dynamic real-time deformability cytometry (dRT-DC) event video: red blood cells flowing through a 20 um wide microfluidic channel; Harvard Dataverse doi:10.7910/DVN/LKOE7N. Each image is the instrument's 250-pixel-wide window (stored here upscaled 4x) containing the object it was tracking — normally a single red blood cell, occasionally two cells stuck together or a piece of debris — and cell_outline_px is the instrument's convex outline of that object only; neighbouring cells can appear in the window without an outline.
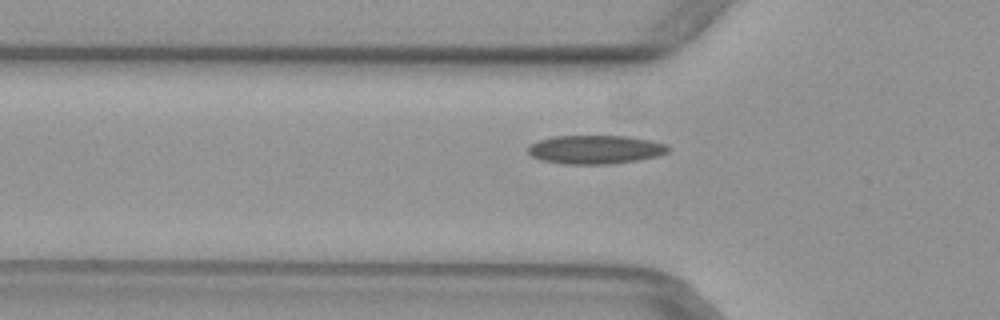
{"species": "common noctule bat (a hibernating species)", "species_latin": "Nyctalus noctula", "temperature_condition": "warm", "stored_images_in_passage": 51, "camera_frame_rate_fps": 3000, "um_per_image_px": 0.085, "animal": {"sex": "female", "body_mass_g": 29.2, "forearm_length_mm": 56.3}, "frame": {"image": 1, "passage_image": 17, "time_ms": 5.333, "image_size_px": [1000, 320], "cell_outline_px": [[672, 148], [668, 152], [656, 156], [636, 160], [608, 164], [564, 164], [540, 160], [532, 156], [528, 152], [528, 148], [532, 144], [540, 140], [552, 136], [628, 136], [668, 144]], "centroid_in_image_um": [50.62, 12.71], "position_along_channel_um": 75.2, "area_um2": 23.35}}
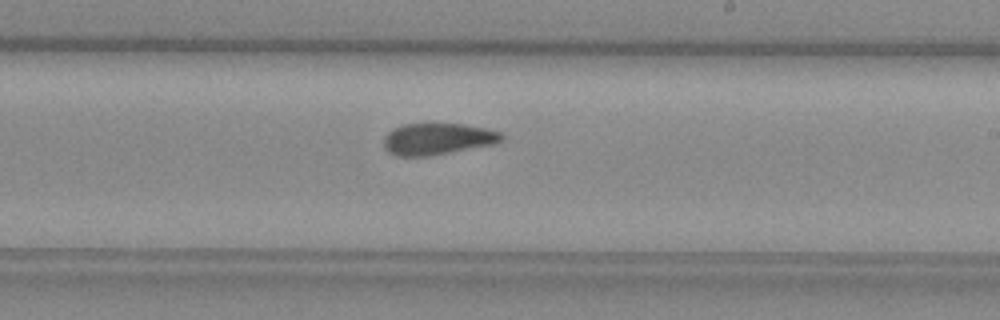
{"frame": {"image": 2, "passage_image": 30, "time_ms": 9.667, "image_size_px": [1000, 320], "cell_outline_px": [[504, 140], [492, 144], [428, 156], [396, 156], [388, 152], [384, 148], [384, 136], [392, 128], [404, 124], [464, 124], [488, 128], [500, 132], [504, 136]], "centroid_in_image_um": [37.17, 11.8], "position_along_channel_um": 251.8, "area_um2": 21.68}}
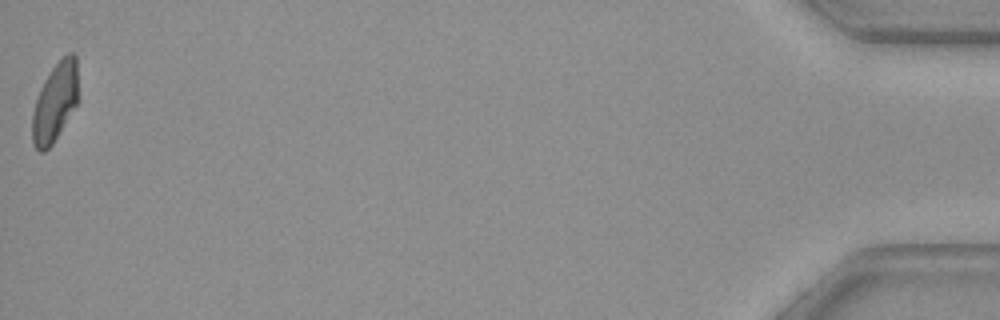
{"frame": {"image": 3, "passage_image": 51, "time_ms": 16.667, "image_size_px": [1000, 320], "cell_outline_px": [[76, 104], [52, 144], [44, 152], [40, 152], [36, 148], [32, 140], [32, 112], [40, 88], [44, 80], [52, 68], [68, 52], [76, 52]], "centroid_in_image_um": [4.64, 8.69], "position_along_channel_um": 430.6, "area_um2": 20.52}}